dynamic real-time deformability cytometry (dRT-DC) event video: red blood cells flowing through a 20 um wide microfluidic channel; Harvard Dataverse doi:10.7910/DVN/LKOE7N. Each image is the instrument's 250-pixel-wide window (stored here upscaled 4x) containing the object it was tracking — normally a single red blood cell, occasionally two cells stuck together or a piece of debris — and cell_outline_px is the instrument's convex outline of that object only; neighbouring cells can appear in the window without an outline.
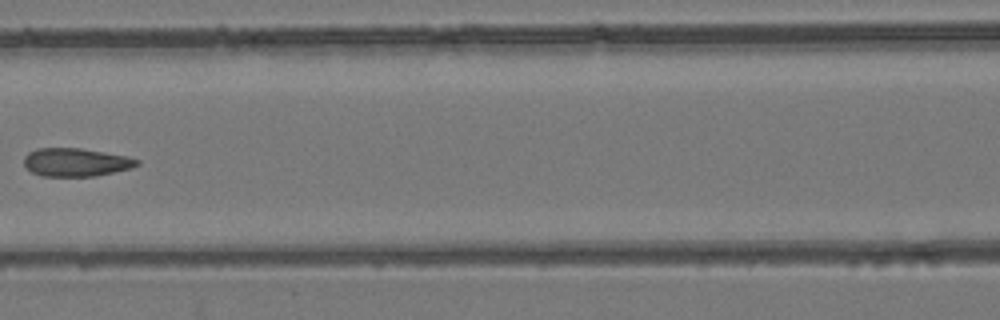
{"species": "common noctule bat (a hibernating species)", "species_latin": "Nyctalus noctula", "temperature_condition": "room temperature", "stored_images_in_passage": 9, "camera_frame_rate_fps": 3000, "um_per_image_px": 0.085, "animal": {"sex": "female", "body_mass_g": 24.6, "forearm_length_mm": 56.2}, "frame": {"image": 1, "passage_image": 7, "time_ms": 7.0, "image_size_px": [1000, 320], "cell_outline_px": [[140, 164], [132, 168], [96, 176], [40, 176], [32, 172], [24, 164], [24, 156], [28, 152], [36, 148], [80, 148], [128, 156], [140, 160]], "centroid_in_image_um": [6.46, 13.79], "position_along_channel_um": 160.1, "area_um2": 18.73}}
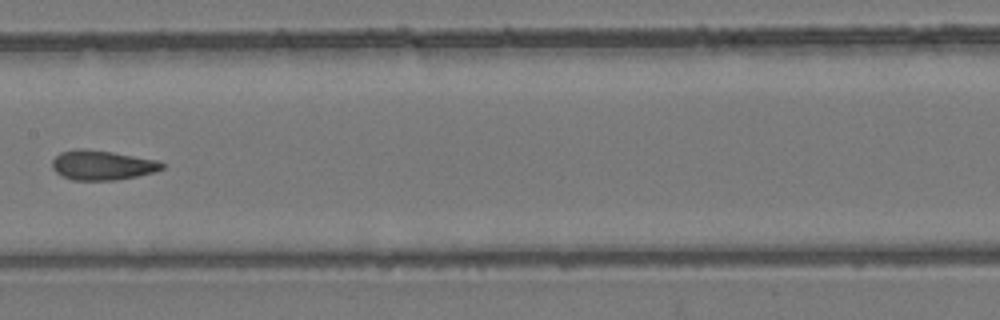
{"frame": {"image": 2, "passage_image": 8, "time_ms": 8.0, "image_size_px": [1000, 320], "cell_outline_px": [[164, 168], [152, 172], [136, 176], [116, 180], [72, 180], [56, 172], [52, 168], [52, 160], [60, 152], [76, 148], [84, 148], [112, 152], [160, 160], [164, 164]], "centroid_in_image_um": [8.68, 14.02], "position_along_channel_um": 198.7, "area_um2": 19.02}}
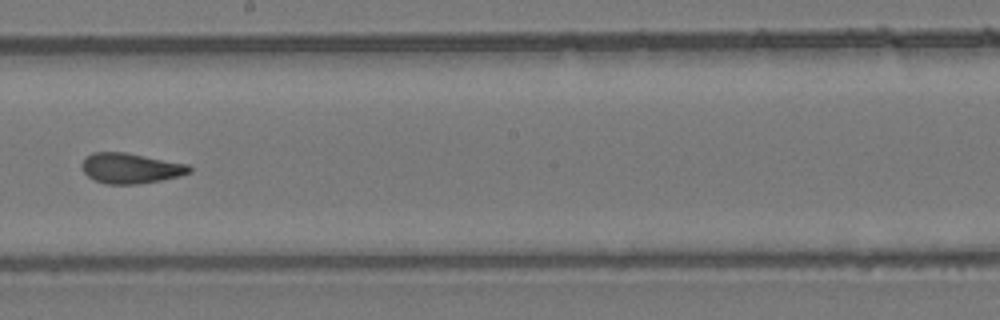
{"frame": {"image": 3, "passage_image": 9, "time_ms": 9.0, "image_size_px": [1000, 320], "cell_outline_px": [[192, 172], [180, 176], [160, 180], [136, 184], [104, 184], [88, 176], [84, 172], [80, 164], [92, 152], [124, 152], [188, 164], [192, 168]], "centroid_in_image_um": [11.11, 14.3], "position_along_channel_um": 237.1, "area_um2": 18.9}}